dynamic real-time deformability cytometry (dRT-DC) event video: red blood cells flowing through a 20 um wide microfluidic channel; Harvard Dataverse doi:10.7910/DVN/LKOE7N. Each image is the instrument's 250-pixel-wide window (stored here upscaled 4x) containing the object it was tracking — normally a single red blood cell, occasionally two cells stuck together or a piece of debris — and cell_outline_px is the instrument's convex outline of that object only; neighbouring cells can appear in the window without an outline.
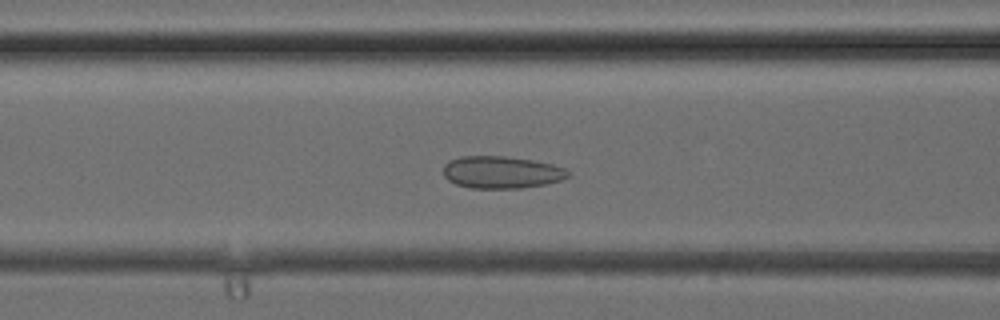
{"species": "common noctule bat (a hibernating species)", "species_latin": "Nyctalus noctula", "temperature_condition": "cold", "stored_images_in_passage": 27, "camera_frame_rate_fps": 3000, "um_per_image_px": 0.085, "animal": {"sex": "female", "body_mass_g": 24.6, "forearm_length_mm": 56.2}, "frame": {"image": 1, "passage_image": 11, "time_ms": 3.333, "image_size_px": [1000, 320], "cell_outline_px": [[572, 172], [568, 176], [560, 180], [544, 184], [520, 188], [472, 188], [456, 184], [448, 180], [444, 176], [444, 164], [448, 160], [460, 156], [504, 156], [532, 160], [552, 164], [564, 168]], "centroid_in_image_um": [42.6, 14.63], "position_along_channel_um": 124.0, "area_um2": 23.41}}
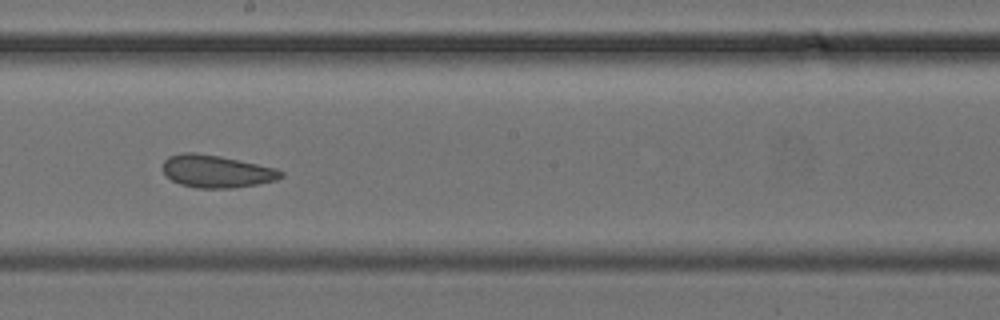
{"frame": {"image": 2, "passage_image": 17, "time_ms": 5.333, "image_size_px": [1000, 320], "cell_outline_px": [[284, 176], [276, 180], [256, 184], [232, 188], [196, 188], [180, 184], [172, 180], [164, 172], [164, 160], [168, 156], [180, 152], [196, 152], [220, 156], [276, 168], [284, 172]], "centroid_in_image_um": [18.4, 14.55], "position_along_channel_um": 229.8, "area_um2": 22.37}}
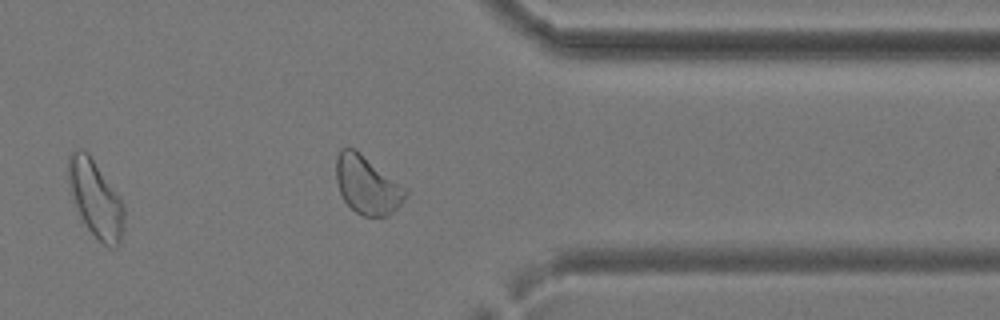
{"frame": {"image": 3, "passage_image": 26, "time_ms": 8.333, "image_size_px": [1000, 320], "cell_outline_px": [[124, 232], [120, 244], [116, 248], [108, 248], [88, 228], [76, 204], [72, 192], [68, 176], [68, 156], [76, 148], [84, 148], [88, 152], [120, 196], [124, 204]], "centroid_in_image_um": [8.18, 16.88], "position_along_channel_um": 403.2, "area_um2": 24.8}}